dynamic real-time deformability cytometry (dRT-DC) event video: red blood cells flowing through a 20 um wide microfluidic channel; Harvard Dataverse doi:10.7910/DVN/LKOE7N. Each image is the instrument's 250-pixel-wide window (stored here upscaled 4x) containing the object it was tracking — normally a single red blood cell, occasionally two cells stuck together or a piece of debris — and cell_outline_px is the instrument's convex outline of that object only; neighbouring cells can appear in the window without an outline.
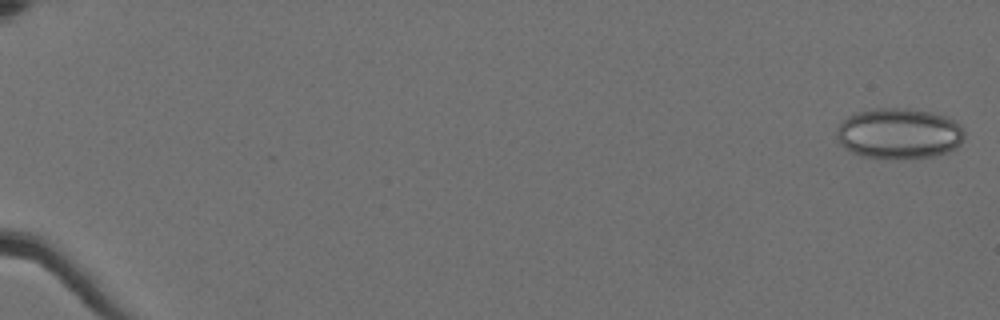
{"species": "Egyptian fruit bat (a non-hibernating species)", "species_latin": "Rousettus aegyptiacus", "temperature_condition": "cold", "stored_images_in_passage": 60, "camera_frame_rate_fps": 3000, "um_per_image_px": 0.085, "animal": {"sex": "female"}, "frame": {"image": 1, "passage_image": 2, "time_ms": 0.333, "image_size_px": [1000, 320], "cell_outline_px": [[964, 136], [960, 144], [956, 148], [948, 152], [936, 156], [912, 160], [888, 160], [860, 156], [852, 152], [840, 144], [836, 136], [836, 128], [848, 116], [856, 112], [872, 108], [904, 108], [932, 112], [944, 116], [960, 124], [964, 128]], "centroid_in_image_um": [76.41, 11.38], "position_along_channel_um": 8.6, "area_um2": 38.67}}
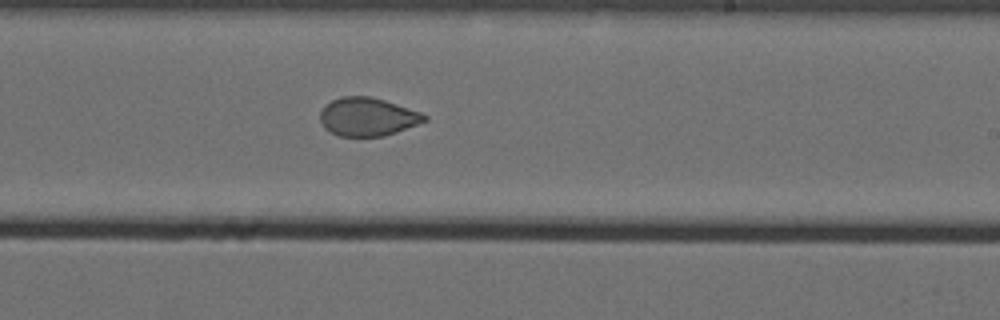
{"frame": {"image": 2, "passage_image": 39, "time_ms": 12.667, "image_size_px": [1000, 320], "cell_outline_px": [[428, 120], [396, 132], [384, 136], [340, 136], [324, 128], [320, 120], [320, 112], [332, 100], [340, 96], [368, 96], [384, 100], [420, 112], [428, 116]], "centroid_in_image_um": [31.25, 9.93], "position_along_channel_um": 257.8, "area_um2": 23.06}}
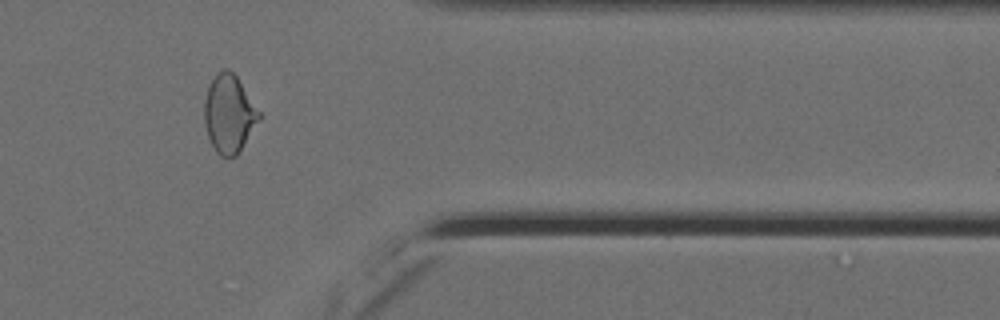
{"frame": {"image": 3, "passage_image": 51, "time_ms": 16.667, "image_size_px": [1000, 320], "cell_outline_px": [[260, 120], [236, 156], [220, 156], [216, 152], [208, 136], [204, 124], [204, 100], [208, 88], [216, 72], [224, 68], [228, 68], [236, 76], [260, 112]], "centroid_in_image_um": [19.46, 9.67], "position_along_channel_um": 391.9, "area_um2": 24.68}, "authors_computed_cell_mechanics": {"area_um2": 26.9059, "velocity_mm_per_s": 3.5762, "shape_relaxation_time_tau1_ms": null, "shape_relaxation_time_tau2_ms": 1.328, "deformation_change_tau1": null, "deformation_change_tau2": 0.0494}}